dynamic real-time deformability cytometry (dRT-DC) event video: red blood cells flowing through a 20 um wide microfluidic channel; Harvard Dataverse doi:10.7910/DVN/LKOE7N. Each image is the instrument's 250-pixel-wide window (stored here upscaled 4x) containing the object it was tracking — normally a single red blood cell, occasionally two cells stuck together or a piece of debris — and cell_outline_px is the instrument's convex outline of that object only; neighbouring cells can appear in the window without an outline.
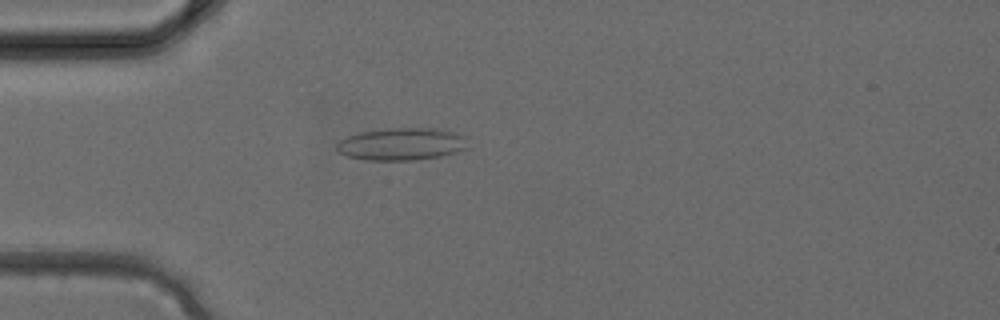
{"species": "common noctule bat (a hibernating species)", "species_latin": "Nyctalus noctula", "temperature_condition": "cold", "stored_images_in_passage": 3, "camera_frame_rate_fps": 3000, "um_per_image_px": 0.085, "animal": {"sex": "female", "body_mass_g": 24.6, "forearm_length_mm": 56.2}, "frame": {"image": 1, "passage_image": 2, "time_ms": 0.333, "image_size_px": [1000, 320], "cell_outline_px": [[468, 148], [456, 152], [440, 156], [416, 160], [368, 160], [348, 156], [340, 152], [336, 148], [336, 144], [340, 140], [348, 136], [360, 132], [384, 128], [432, 128], [452, 132], [464, 136]], "centroid_in_image_um": [34.12, 12.24], "position_along_channel_um": 50.9, "area_um2": 24.62}}